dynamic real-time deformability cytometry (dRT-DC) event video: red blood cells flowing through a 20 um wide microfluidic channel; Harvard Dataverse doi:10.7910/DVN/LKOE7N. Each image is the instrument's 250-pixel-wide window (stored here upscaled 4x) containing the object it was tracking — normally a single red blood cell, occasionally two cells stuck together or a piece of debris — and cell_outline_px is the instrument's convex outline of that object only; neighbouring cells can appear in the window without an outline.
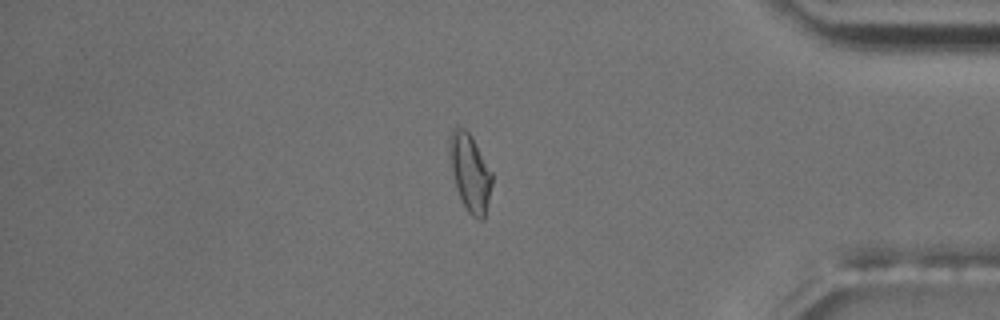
{"species": "common noctule bat (a hibernating species)", "species_latin": "Nyctalus noctula", "temperature_condition": "room temperature", "stored_images_in_passage": 55, "camera_frame_rate_fps": 3000, "um_per_image_px": 0.085, "animal": {"sex": "male", "body_mass_g": 17.5, "forearm_length_mm": 52.3}, "frame": {"image": 1, "passage_image": 47, "time_ms": 15.333, "image_size_px": [1000, 320], "cell_outline_px": [[492, 184], [484, 220], [476, 220], [468, 212], [456, 188], [452, 172], [448, 152], [448, 136], [452, 128], [456, 124], [464, 128], [472, 136], [492, 172]], "centroid_in_image_um": [39.93, 14.61], "position_along_channel_um": 395.3, "area_um2": 19.48}, "authors_computed_cell_mechanics": {"area_um2": 17.051, "velocity_mm_per_s": 3.6854, "shape_relaxation_time_tau1_ms": 10.2489, "shape_relaxation_time_tau2_ms": 2.8078, "deformation_change_tau1": 0.2468, "deformation_change_tau2": 0.059}}